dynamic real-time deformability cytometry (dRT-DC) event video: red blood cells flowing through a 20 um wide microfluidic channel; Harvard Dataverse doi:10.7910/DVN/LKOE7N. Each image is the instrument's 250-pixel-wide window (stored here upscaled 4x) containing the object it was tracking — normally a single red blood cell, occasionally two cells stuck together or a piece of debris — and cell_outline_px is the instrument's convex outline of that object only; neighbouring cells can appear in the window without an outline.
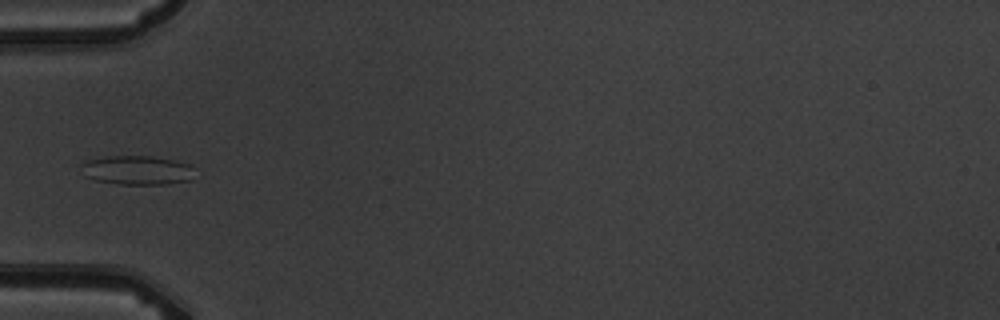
{"species": "common noctule bat (a hibernating species)", "species_latin": "Nyctalus noctula", "temperature_condition": "warm", "stored_images_in_passage": 6, "camera_frame_rate_fps": 3000, "um_per_image_px": 0.085, "animal": {"sex": "male", "body_mass_g": 19.5, "forearm_length_mm": 54.6}, "frame": {"image": 1, "passage_image": 5, "time_ms": 5.667, "image_size_px": [1000, 320], "cell_outline_px": [[200, 176], [192, 180], [168, 184], [120, 184], [96, 180], [84, 176], [80, 164], [88, 160], [108, 156], [152, 156], [176, 160], [192, 164], [196, 168]], "centroid_in_image_um": [11.8, 14.47], "position_along_channel_um": 73.2, "area_um2": 19.88}}
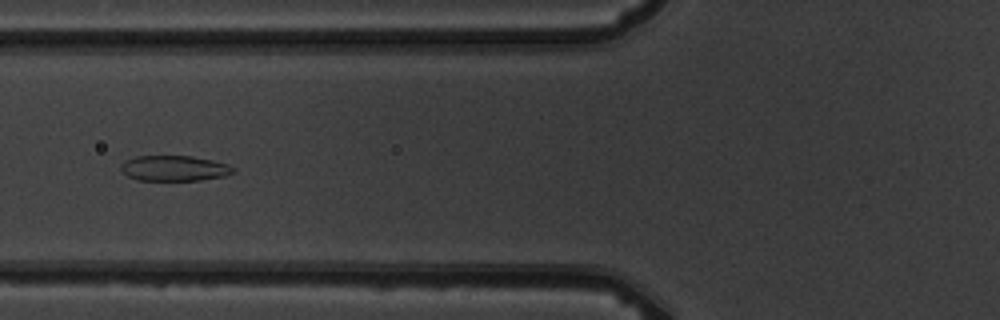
{"frame": {"image": 2, "passage_image": 6, "time_ms": 6.667, "image_size_px": [1000, 320], "cell_outline_px": [[236, 172], [224, 176], [200, 180], [136, 180], [128, 176], [120, 168], [120, 164], [124, 160], [136, 156], [192, 156], [212, 160], [228, 164], [236, 168]], "centroid_in_image_um": [14.82, 14.3], "position_along_channel_um": 111.0, "area_um2": 16.76}}